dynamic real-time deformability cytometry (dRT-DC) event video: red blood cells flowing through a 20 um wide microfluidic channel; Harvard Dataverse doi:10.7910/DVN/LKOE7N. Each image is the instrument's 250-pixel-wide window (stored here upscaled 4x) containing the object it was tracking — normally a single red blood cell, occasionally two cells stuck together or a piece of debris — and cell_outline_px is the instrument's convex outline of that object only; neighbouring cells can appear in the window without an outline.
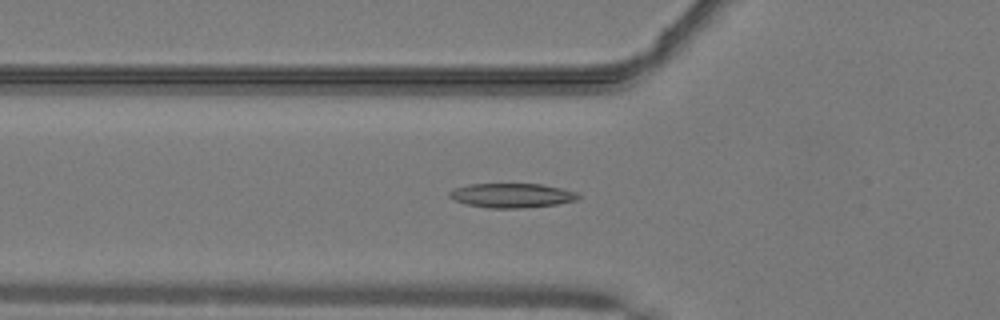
{"species": "common noctule bat (a hibernating species)", "species_latin": "Nyctalus noctula", "temperature_condition": "warm", "stored_images_in_passage": 41, "camera_frame_rate_fps": 3000, "um_per_image_px": 0.085, "animal": {"sex": "male", "body_mass_g": 19.2, "forearm_length_mm": 51.8}, "frame": {"image": 1, "passage_image": 10, "time_ms": 3.0, "image_size_px": [1000, 320], "cell_outline_px": [[580, 196], [576, 200], [556, 204], [520, 208], [488, 208], [468, 204], [452, 200], [448, 196], [448, 192], [452, 188], [468, 184], [540, 184], [560, 188], [576, 192]], "centroid_in_image_um": [43.43, 16.61], "position_along_channel_um": 82.4, "area_um2": 18.26}}
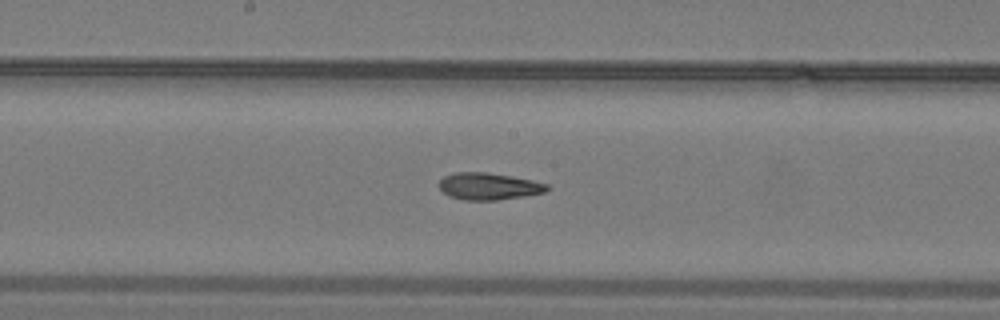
{"frame": {"image": 2, "passage_image": 19, "time_ms": 6.0, "image_size_px": [1000, 320], "cell_outline_px": [[552, 188], [544, 192], [524, 196], [496, 200], [464, 200], [448, 196], [440, 188], [440, 180], [444, 176], [452, 172], [488, 172], [512, 176], [532, 180], [548, 184]], "centroid_in_image_um": [41.55, 15.83], "position_along_channel_um": 206.6, "area_um2": 17.05}}
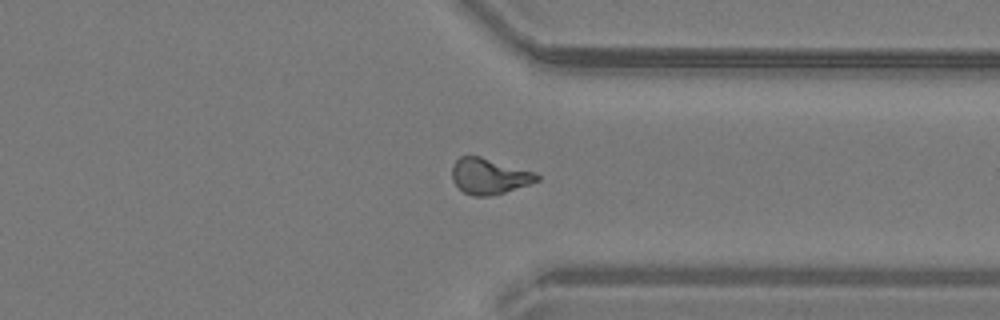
{"frame": {"image": 3, "passage_image": 31, "time_ms": 10.0, "image_size_px": [1000, 320], "cell_outline_px": [[540, 180], [492, 196], [472, 196], [464, 192], [452, 180], [452, 164], [460, 156], [480, 156], [536, 172], [540, 176]], "centroid_in_image_um": [41.58, 14.97], "position_along_channel_um": 369.8, "area_um2": 17.69}}